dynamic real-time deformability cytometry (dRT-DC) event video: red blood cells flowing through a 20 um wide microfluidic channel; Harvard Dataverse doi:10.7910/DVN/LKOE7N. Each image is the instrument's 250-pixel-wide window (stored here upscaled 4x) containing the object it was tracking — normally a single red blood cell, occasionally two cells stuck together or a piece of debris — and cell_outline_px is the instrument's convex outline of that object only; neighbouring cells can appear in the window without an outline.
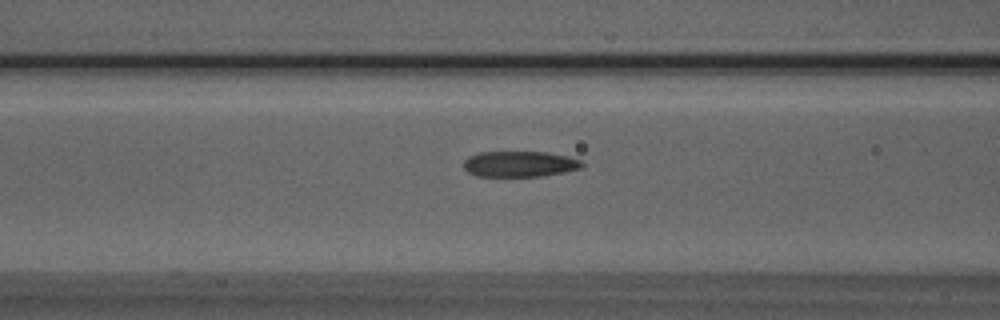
{"species": "Egyptian fruit bat (a non-hibernating species)", "species_latin": "Rousettus aegyptiacus", "temperature_condition": "room temperature", "stored_images_in_passage": 15, "camera_frame_rate_fps": 3000, "um_per_image_px": 0.085, "animal": {"sex": "male"}, "frame": {"image": 1, "passage_image": 13, "time_ms": 4.0, "image_size_px": [1000, 320], "cell_outline_px": [[584, 164], [580, 168], [564, 172], [544, 176], [476, 176], [468, 172], [464, 168], [464, 160], [468, 156], [476, 152], [548, 152], [568, 156], [580, 160]], "centroid_in_image_um": [44.15, 13.93], "position_along_channel_um": 122.4, "area_um2": 17.86}}